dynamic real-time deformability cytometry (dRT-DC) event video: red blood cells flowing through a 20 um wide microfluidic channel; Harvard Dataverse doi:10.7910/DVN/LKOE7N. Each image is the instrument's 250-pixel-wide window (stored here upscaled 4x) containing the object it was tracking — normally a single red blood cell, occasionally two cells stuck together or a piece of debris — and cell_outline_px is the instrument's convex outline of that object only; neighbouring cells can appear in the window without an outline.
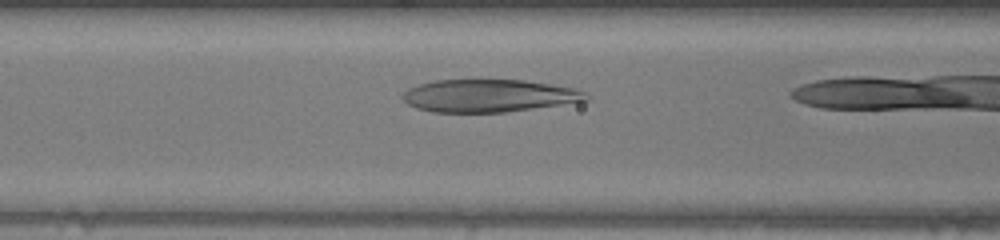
{"species": "human", "species_latin": "Homo sapiens", "temperature_condition": "warm", "stored_images_in_passage": 9, "camera_frame_rate_fps": 3000, "um_per_image_px": 0.085, "donor": {"sex": "female"}, "frame": {"image": 1, "passage_image": 8, "time_ms": 2.333, "image_size_px": [1000, 240], "cell_outline_px": [[592, 100], [504, 112], [432, 112], [416, 108], [408, 104], [400, 96], [408, 88], [432, 80], [524, 80], [576, 88], [584, 92]], "centroid_in_image_um": [41.55, 8.13], "position_along_channel_um": 125.1, "area_um2": 34.91}}